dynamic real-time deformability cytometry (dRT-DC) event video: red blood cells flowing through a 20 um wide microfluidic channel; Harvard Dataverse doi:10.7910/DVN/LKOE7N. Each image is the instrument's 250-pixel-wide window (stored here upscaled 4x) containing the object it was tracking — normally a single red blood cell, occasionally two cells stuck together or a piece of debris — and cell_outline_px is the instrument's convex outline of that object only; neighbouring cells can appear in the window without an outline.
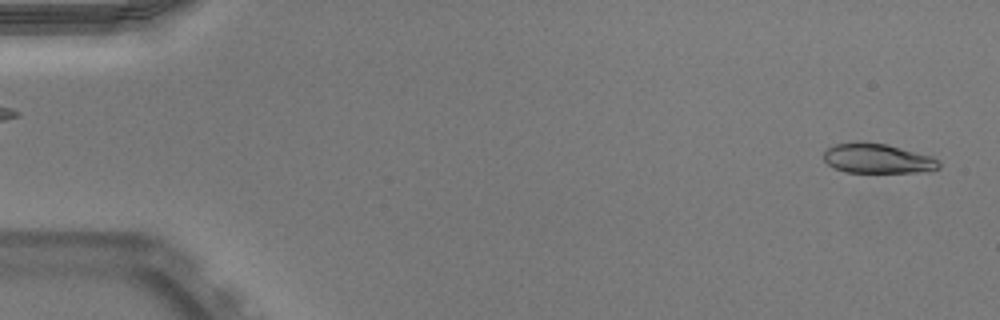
{"species": "Egyptian fruit bat (a non-hibernating species)", "species_latin": "Rousettus aegyptiacus", "temperature_condition": "warm", "stored_images_in_passage": 50, "camera_frame_rate_fps": 3000, "um_per_image_px": 0.085, "animal": {"sex": "male"}, "frame": {"image": 1, "passage_image": 1, "time_ms": 0.0, "image_size_px": [1000, 320], "cell_outline_px": [[940, 168], [932, 172], [848, 172], [836, 168], [828, 164], [824, 160], [824, 152], [828, 148], [836, 144], [860, 140], [888, 144], [932, 156], [940, 160]], "centroid_in_image_um": [74.65, 13.46], "position_along_channel_um": 10.4, "area_um2": 20.29}}
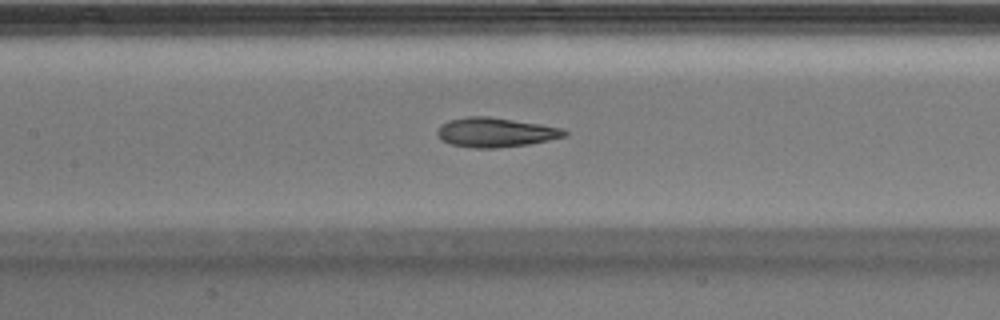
{"frame": {"image": 2, "passage_image": 23, "time_ms": 7.333, "image_size_px": [1000, 320], "cell_outline_px": [[568, 132], [564, 136], [548, 140], [528, 144], [496, 148], [472, 148], [452, 144], [444, 140], [436, 132], [448, 120], [468, 116], [488, 116], [540, 124], [564, 128]], "centroid_in_image_um": [42.15, 11.24], "position_along_channel_um": 165.3, "area_um2": 21.5}}
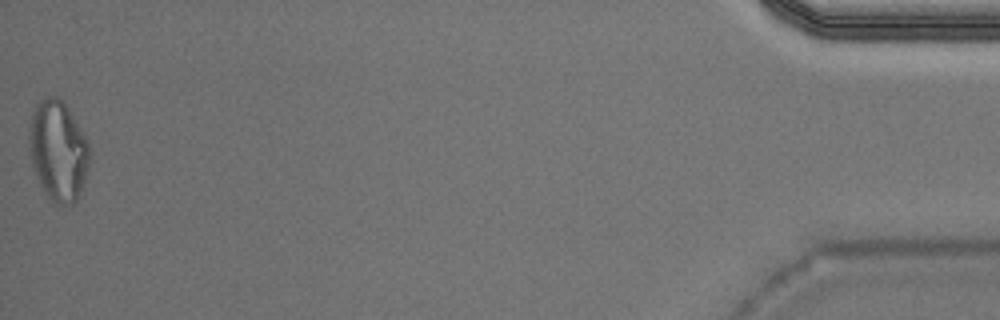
{"frame": {"image": 3, "passage_image": 50, "time_ms": 16.333, "image_size_px": [1000, 320], "cell_outline_px": [[88, 164], [84, 180], [76, 200], [72, 204], [52, 204], [40, 184], [36, 176], [32, 164], [28, 148], [28, 128], [32, 112], [36, 104], [44, 96], [56, 96], [68, 108], [88, 140]], "centroid_in_image_um": [4.89, 12.79], "position_along_channel_um": 430.3, "area_um2": 35.26}, "authors_computed_cell_mechanics": {"area_um2": 21.9062, "velocity_mm_per_s": 3.9779, "shape_relaxation_time_tau1_ms": 7.3558, "shape_relaxation_time_tau2_ms": 2.4487, "deformation_change_tau1": 0.2143, "deformation_change_tau2": 0.0998}}